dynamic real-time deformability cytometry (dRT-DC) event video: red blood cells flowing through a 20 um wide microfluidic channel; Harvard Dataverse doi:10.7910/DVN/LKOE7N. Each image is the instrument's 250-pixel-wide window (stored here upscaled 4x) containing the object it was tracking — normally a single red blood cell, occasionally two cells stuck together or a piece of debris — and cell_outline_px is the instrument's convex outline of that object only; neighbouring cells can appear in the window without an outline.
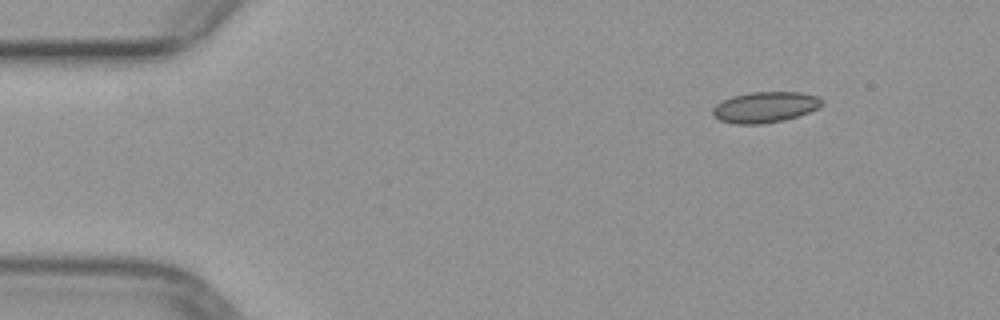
{"species": "common noctule bat (a hibernating species)", "species_latin": "Nyctalus noctula", "temperature_condition": "warm", "stored_images_in_passage": 45, "camera_frame_rate_fps": 3000, "um_per_image_px": 0.085, "animal": {"sex": "female", "body_mass_g": 29.2, "forearm_length_mm": 56.3}, "frame": {"image": 1, "passage_image": 1, "time_ms": 0.0, "image_size_px": [1000, 320], "cell_outline_px": [[824, 104], [808, 112], [784, 120], [764, 124], [732, 124], [720, 120], [712, 116], [712, 108], [716, 104], [732, 96], [752, 92], [800, 92], [820, 96], [824, 100]], "centroid_in_image_um": [65.03, 9.11], "position_along_channel_um": 20.0, "area_um2": 19.77}}
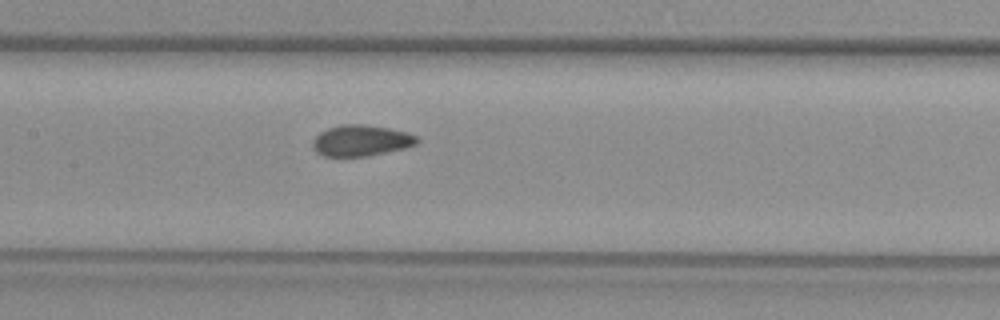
{"frame": {"image": 2, "passage_image": 19, "time_ms": 6.0, "image_size_px": [1000, 320], "cell_outline_px": [[420, 140], [416, 144], [404, 148], [364, 156], [324, 156], [316, 152], [312, 148], [312, 140], [320, 132], [328, 128], [340, 124], [364, 124], [388, 128], [408, 132], [416, 136]], "centroid_in_image_um": [30.66, 11.93], "position_along_channel_um": 176.7, "area_um2": 18.84}}
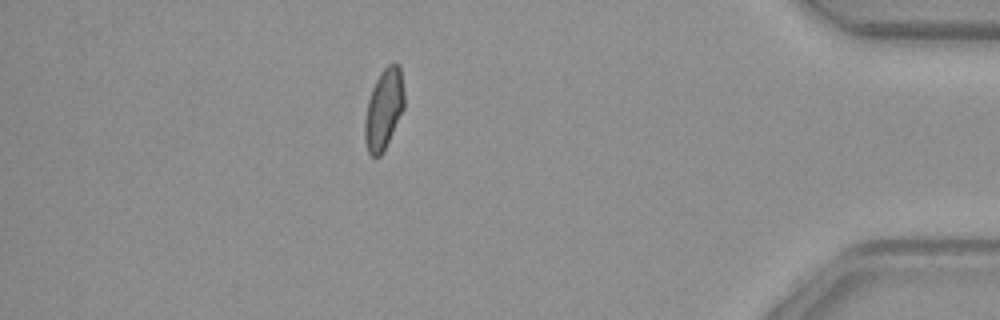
{"frame": {"image": 3, "passage_image": 39, "time_ms": 12.667, "image_size_px": [1000, 320], "cell_outline_px": [[404, 108], [384, 152], [380, 156], [372, 156], [368, 152], [364, 140], [364, 120], [368, 100], [372, 88], [380, 72], [392, 60], [396, 60], [400, 64], [404, 92]], "centroid_in_image_um": [32.63, 9.24], "position_along_channel_um": 402.6, "area_um2": 18.9}}